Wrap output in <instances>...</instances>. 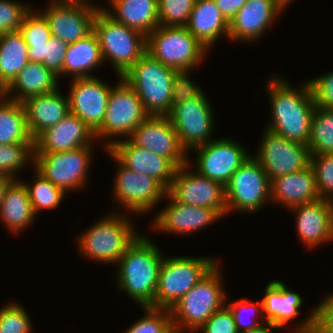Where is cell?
Returning a JSON list of instances; mask_svg holds the SVG:
<instances>
[{"label":"cell","instance_id":"9a60e30c","mask_svg":"<svg viewBox=\"0 0 333 333\" xmlns=\"http://www.w3.org/2000/svg\"><path fill=\"white\" fill-rule=\"evenodd\" d=\"M262 134L257 152L252 155L260 162L270 182L310 166L311 154L306 144L291 141L265 128Z\"/></svg>","mask_w":333,"mask_h":333},{"label":"cell","instance_id":"c3c4849f","mask_svg":"<svg viewBox=\"0 0 333 333\" xmlns=\"http://www.w3.org/2000/svg\"><path fill=\"white\" fill-rule=\"evenodd\" d=\"M191 71H177L173 79L172 106L199 96L204 90L194 83L190 76Z\"/></svg>","mask_w":333,"mask_h":333},{"label":"cell","instance_id":"cb8c5ba5","mask_svg":"<svg viewBox=\"0 0 333 333\" xmlns=\"http://www.w3.org/2000/svg\"><path fill=\"white\" fill-rule=\"evenodd\" d=\"M124 166L151 176L169 189L177 167L167 158L134 145L128 138L116 141L108 149Z\"/></svg>","mask_w":333,"mask_h":333},{"label":"cell","instance_id":"7402d4cb","mask_svg":"<svg viewBox=\"0 0 333 333\" xmlns=\"http://www.w3.org/2000/svg\"><path fill=\"white\" fill-rule=\"evenodd\" d=\"M289 211L294 213L298 238L309 250L333 242V202L319 199Z\"/></svg>","mask_w":333,"mask_h":333},{"label":"cell","instance_id":"7c38bea8","mask_svg":"<svg viewBox=\"0 0 333 333\" xmlns=\"http://www.w3.org/2000/svg\"><path fill=\"white\" fill-rule=\"evenodd\" d=\"M227 215L235 211L255 214L271 203V182L251 154L224 186Z\"/></svg>","mask_w":333,"mask_h":333},{"label":"cell","instance_id":"277c9868","mask_svg":"<svg viewBox=\"0 0 333 333\" xmlns=\"http://www.w3.org/2000/svg\"><path fill=\"white\" fill-rule=\"evenodd\" d=\"M220 261L170 309L174 328L195 333L208 318L226 304ZM223 284V285H222Z\"/></svg>","mask_w":333,"mask_h":333},{"label":"cell","instance_id":"74e56055","mask_svg":"<svg viewBox=\"0 0 333 333\" xmlns=\"http://www.w3.org/2000/svg\"><path fill=\"white\" fill-rule=\"evenodd\" d=\"M308 315L291 326V333H333V291L320 299Z\"/></svg>","mask_w":333,"mask_h":333},{"label":"cell","instance_id":"4316f807","mask_svg":"<svg viewBox=\"0 0 333 333\" xmlns=\"http://www.w3.org/2000/svg\"><path fill=\"white\" fill-rule=\"evenodd\" d=\"M320 199L314 171L308 166L302 171L284 175L271 181V203L289 210Z\"/></svg>","mask_w":333,"mask_h":333},{"label":"cell","instance_id":"9f6ffc18","mask_svg":"<svg viewBox=\"0 0 333 333\" xmlns=\"http://www.w3.org/2000/svg\"><path fill=\"white\" fill-rule=\"evenodd\" d=\"M3 96V90L0 88V98Z\"/></svg>","mask_w":333,"mask_h":333},{"label":"cell","instance_id":"ac0fdd59","mask_svg":"<svg viewBox=\"0 0 333 333\" xmlns=\"http://www.w3.org/2000/svg\"><path fill=\"white\" fill-rule=\"evenodd\" d=\"M128 139L136 146L170 160L177 168L191 158L180 145L177 132L168 116L149 115Z\"/></svg>","mask_w":333,"mask_h":333},{"label":"cell","instance_id":"3957f363","mask_svg":"<svg viewBox=\"0 0 333 333\" xmlns=\"http://www.w3.org/2000/svg\"><path fill=\"white\" fill-rule=\"evenodd\" d=\"M103 216L75 237V245L87 260L116 266L123 253L141 233L136 229L137 225L132 223V216L124 211L117 209Z\"/></svg>","mask_w":333,"mask_h":333},{"label":"cell","instance_id":"f6af8a7d","mask_svg":"<svg viewBox=\"0 0 333 333\" xmlns=\"http://www.w3.org/2000/svg\"><path fill=\"white\" fill-rule=\"evenodd\" d=\"M16 0H0V34L19 31L25 16L33 5Z\"/></svg>","mask_w":333,"mask_h":333},{"label":"cell","instance_id":"8992f818","mask_svg":"<svg viewBox=\"0 0 333 333\" xmlns=\"http://www.w3.org/2000/svg\"><path fill=\"white\" fill-rule=\"evenodd\" d=\"M176 72L146 52L121 78L134 89L149 115L167 116Z\"/></svg>","mask_w":333,"mask_h":333},{"label":"cell","instance_id":"7dc6e473","mask_svg":"<svg viewBox=\"0 0 333 333\" xmlns=\"http://www.w3.org/2000/svg\"><path fill=\"white\" fill-rule=\"evenodd\" d=\"M240 333L229 307L225 304L214 312L195 333Z\"/></svg>","mask_w":333,"mask_h":333},{"label":"cell","instance_id":"9c48e42d","mask_svg":"<svg viewBox=\"0 0 333 333\" xmlns=\"http://www.w3.org/2000/svg\"><path fill=\"white\" fill-rule=\"evenodd\" d=\"M146 52L177 71H192L210 51L185 26L159 25L147 36Z\"/></svg>","mask_w":333,"mask_h":333},{"label":"cell","instance_id":"60d3db41","mask_svg":"<svg viewBox=\"0 0 333 333\" xmlns=\"http://www.w3.org/2000/svg\"><path fill=\"white\" fill-rule=\"evenodd\" d=\"M30 317L19 301H9L0 307V333H33Z\"/></svg>","mask_w":333,"mask_h":333},{"label":"cell","instance_id":"4fadbf2b","mask_svg":"<svg viewBox=\"0 0 333 333\" xmlns=\"http://www.w3.org/2000/svg\"><path fill=\"white\" fill-rule=\"evenodd\" d=\"M211 106L212 103L203 91L197 97L173 105L167 115L187 154L214 139L216 117Z\"/></svg>","mask_w":333,"mask_h":333},{"label":"cell","instance_id":"4dcf8cb0","mask_svg":"<svg viewBox=\"0 0 333 333\" xmlns=\"http://www.w3.org/2000/svg\"><path fill=\"white\" fill-rule=\"evenodd\" d=\"M60 80L41 62H28L12 83L3 91L11 100L23 102L32 96L55 91L60 87Z\"/></svg>","mask_w":333,"mask_h":333},{"label":"cell","instance_id":"e575fe53","mask_svg":"<svg viewBox=\"0 0 333 333\" xmlns=\"http://www.w3.org/2000/svg\"><path fill=\"white\" fill-rule=\"evenodd\" d=\"M34 176L32 181L21 180L26 185L29 198L36 215L43 210H56L59 208L60 203L67 198V194L42 174H40L34 167Z\"/></svg>","mask_w":333,"mask_h":333},{"label":"cell","instance_id":"7bdbcfd3","mask_svg":"<svg viewBox=\"0 0 333 333\" xmlns=\"http://www.w3.org/2000/svg\"><path fill=\"white\" fill-rule=\"evenodd\" d=\"M196 0H158L159 25L186 26Z\"/></svg>","mask_w":333,"mask_h":333},{"label":"cell","instance_id":"5b68a950","mask_svg":"<svg viewBox=\"0 0 333 333\" xmlns=\"http://www.w3.org/2000/svg\"><path fill=\"white\" fill-rule=\"evenodd\" d=\"M103 61L123 76L147 50V36L115 21L102 8L94 20ZM110 62V63H109Z\"/></svg>","mask_w":333,"mask_h":333},{"label":"cell","instance_id":"ee69618b","mask_svg":"<svg viewBox=\"0 0 333 333\" xmlns=\"http://www.w3.org/2000/svg\"><path fill=\"white\" fill-rule=\"evenodd\" d=\"M310 166L320 199L333 202V154L311 155Z\"/></svg>","mask_w":333,"mask_h":333},{"label":"cell","instance_id":"2e32d148","mask_svg":"<svg viewBox=\"0 0 333 333\" xmlns=\"http://www.w3.org/2000/svg\"><path fill=\"white\" fill-rule=\"evenodd\" d=\"M191 152L196 156L194 160L188 159L195 167L193 169L223 186L251 155L238 141L222 136L195 147ZM192 161H195L194 165Z\"/></svg>","mask_w":333,"mask_h":333},{"label":"cell","instance_id":"f546056e","mask_svg":"<svg viewBox=\"0 0 333 333\" xmlns=\"http://www.w3.org/2000/svg\"><path fill=\"white\" fill-rule=\"evenodd\" d=\"M36 217L26 185L21 179H14L0 204L2 225L13 235H18L34 224Z\"/></svg>","mask_w":333,"mask_h":333},{"label":"cell","instance_id":"44dd1931","mask_svg":"<svg viewBox=\"0 0 333 333\" xmlns=\"http://www.w3.org/2000/svg\"><path fill=\"white\" fill-rule=\"evenodd\" d=\"M282 13L274 0H247L229 22L228 41H260Z\"/></svg>","mask_w":333,"mask_h":333},{"label":"cell","instance_id":"6da1fadb","mask_svg":"<svg viewBox=\"0 0 333 333\" xmlns=\"http://www.w3.org/2000/svg\"><path fill=\"white\" fill-rule=\"evenodd\" d=\"M273 74L265 83L271 105L270 122L265 129L286 139L306 144L310 136L315 103L308 81L294 87L285 77Z\"/></svg>","mask_w":333,"mask_h":333},{"label":"cell","instance_id":"816d5d0a","mask_svg":"<svg viewBox=\"0 0 333 333\" xmlns=\"http://www.w3.org/2000/svg\"><path fill=\"white\" fill-rule=\"evenodd\" d=\"M44 45L28 47V57L30 62H43Z\"/></svg>","mask_w":333,"mask_h":333},{"label":"cell","instance_id":"11a10c76","mask_svg":"<svg viewBox=\"0 0 333 333\" xmlns=\"http://www.w3.org/2000/svg\"><path fill=\"white\" fill-rule=\"evenodd\" d=\"M168 333H187V332H183L180 329L173 327Z\"/></svg>","mask_w":333,"mask_h":333},{"label":"cell","instance_id":"ba28073f","mask_svg":"<svg viewBox=\"0 0 333 333\" xmlns=\"http://www.w3.org/2000/svg\"><path fill=\"white\" fill-rule=\"evenodd\" d=\"M118 78L111 87L102 125L94 132L96 141H102L103 149H109L121 138H128L149 116L134 89L121 76Z\"/></svg>","mask_w":333,"mask_h":333},{"label":"cell","instance_id":"d590c367","mask_svg":"<svg viewBox=\"0 0 333 333\" xmlns=\"http://www.w3.org/2000/svg\"><path fill=\"white\" fill-rule=\"evenodd\" d=\"M307 146L311 155L333 154V109L315 106Z\"/></svg>","mask_w":333,"mask_h":333},{"label":"cell","instance_id":"ab89813d","mask_svg":"<svg viewBox=\"0 0 333 333\" xmlns=\"http://www.w3.org/2000/svg\"><path fill=\"white\" fill-rule=\"evenodd\" d=\"M227 302L226 300V305L232 312L237 330L240 333L257 329L259 326L266 323L263 316L261 300L254 303L245 297L237 301L228 302V304ZM259 318L263 319L262 323L259 322Z\"/></svg>","mask_w":333,"mask_h":333},{"label":"cell","instance_id":"f35d334b","mask_svg":"<svg viewBox=\"0 0 333 333\" xmlns=\"http://www.w3.org/2000/svg\"><path fill=\"white\" fill-rule=\"evenodd\" d=\"M140 308L143 317L135 320L123 333H168L173 328L170 310L149 306Z\"/></svg>","mask_w":333,"mask_h":333},{"label":"cell","instance_id":"b9f144b4","mask_svg":"<svg viewBox=\"0 0 333 333\" xmlns=\"http://www.w3.org/2000/svg\"><path fill=\"white\" fill-rule=\"evenodd\" d=\"M35 9L33 7L25 16L19 28V32L22 34L24 42L28 47L46 45L52 37L48 21Z\"/></svg>","mask_w":333,"mask_h":333},{"label":"cell","instance_id":"e0dca14e","mask_svg":"<svg viewBox=\"0 0 333 333\" xmlns=\"http://www.w3.org/2000/svg\"><path fill=\"white\" fill-rule=\"evenodd\" d=\"M167 193L177 202L212 208L227 216L224 186L193 170L189 162L177 169Z\"/></svg>","mask_w":333,"mask_h":333},{"label":"cell","instance_id":"681fc988","mask_svg":"<svg viewBox=\"0 0 333 333\" xmlns=\"http://www.w3.org/2000/svg\"><path fill=\"white\" fill-rule=\"evenodd\" d=\"M68 45L61 39L53 36L44 45L42 64L57 76L63 71L64 58Z\"/></svg>","mask_w":333,"mask_h":333},{"label":"cell","instance_id":"d6a6232c","mask_svg":"<svg viewBox=\"0 0 333 333\" xmlns=\"http://www.w3.org/2000/svg\"><path fill=\"white\" fill-rule=\"evenodd\" d=\"M28 46L19 31L0 34V88L4 91L28 64Z\"/></svg>","mask_w":333,"mask_h":333},{"label":"cell","instance_id":"6f0895ef","mask_svg":"<svg viewBox=\"0 0 333 333\" xmlns=\"http://www.w3.org/2000/svg\"><path fill=\"white\" fill-rule=\"evenodd\" d=\"M78 1H87V2L91 3L93 0L92 1L91 0H78Z\"/></svg>","mask_w":333,"mask_h":333},{"label":"cell","instance_id":"f1b7e54d","mask_svg":"<svg viewBox=\"0 0 333 333\" xmlns=\"http://www.w3.org/2000/svg\"><path fill=\"white\" fill-rule=\"evenodd\" d=\"M102 9L115 21L148 36L159 26L158 0H106ZM111 7V8H110Z\"/></svg>","mask_w":333,"mask_h":333},{"label":"cell","instance_id":"30bf717a","mask_svg":"<svg viewBox=\"0 0 333 333\" xmlns=\"http://www.w3.org/2000/svg\"><path fill=\"white\" fill-rule=\"evenodd\" d=\"M104 152H107L117 165L112 186V197L117 206H120L117 208L132 215L152 213L164 200L167 190L151 176L139 174L124 166L108 149H104Z\"/></svg>","mask_w":333,"mask_h":333},{"label":"cell","instance_id":"d4e9b609","mask_svg":"<svg viewBox=\"0 0 333 333\" xmlns=\"http://www.w3.org/2000/svg\"><path fill=\"white\" fill-rule=\"evenodd\" d=\"M60 90L59 87L53 92L32 96L22 102L27 126L34 140L70 113L68 95L65 96Z\"/></svg>","mask_w":333,"mask_h":333},{"label":"cell","instance_id":"f907efd6","mask_svg":"<svg viewBox=\"0 0 333 333\" xmlns=\"http://www.w3.org/2000/svg\"><path fill=\"white\" fill-rule=\"evenodd\" d=\"M225 19L230 22L247 0H214Z\"/></svg>","mask_w":333,"mask_h":333},{"label":"cell","instance_id":"f5cc1de1","mask_svg":"<svg viewBox=\"0 0 333 333\" xmlns=\"http://www.w3.org/2000/svg\"><path fill=\"white\" fill-rule=\"evenodd\" d=\"M279 329H281V328L266 322L265 324L259 326L257 329H253V330H250V331H245V332H242V333H276V330L278 332Z\"/></svg>","mask_w":333,"mask_h":333},{"label":"cell","instance_id":"8fae6325","mask_svg":"<svg viewBox=\"0 0 333 333\" xmlns=\"http://www.w3.org/2000/svg\"><path fill=\"white\" fill-rule=\"evenodd\" d=\"M93 151L94 146H82L65 152L34 153L33 167L69 195L89 183Z\"/></svg>","mask_w":333,"mask_h":333},{"label":"cell","instance_id":"52a82bcc","mask_svg":"<svg viewBox=\"0 0 333 333\" xmlns=\"http://www.w3.org/2000/svg\"><path fill=\"white\" fill-rule=\"evenodd\" d=\"M220 260L212 256H166L159 270L152 308L168 309L198 283Z\"/></svg>","mask_w":333,"mask_h":333},{"label":"cell","instance_id":"83f0119b","mask_svg":"<svg viewBox=\"0 0 333 333\" xmlns=\"http://www.w3.org/2000/svg\"><path fill=\"white\" fill-rule=\"evenodd\" d=\"M185 27L208 50L220 37L228 39L229 22L214 0H196Z\"/></svg>","mask_w":333,"mask_h":333},{"label":"cell","instance_id":"8d00e7d4","mask_svg":"<svg viewBox=\"0 0 333 333\" xmlns=\"http://www.w3.org/2000/svg\"><path fill=\"white\" fill-rule=\"evenodd\" d=\"M33 163L34 142L0 144V174L20 179L19 173L26 170L27 166L33 167Z\"/></svg>","mask_w":333,"mask_h":333},{"label":"cell","instance_id":"1f68e13d","mask_svg":"<svg viewBox=\"0 0 333 333\" xmlns=\"http://www.w3.org/2000/svg\"><path fill=\"white\" fill-rule=\"evenodd\" d=\"M104 63L98 37L93 31L85 38L68 45L65 53L63 71L58 76L73 78L94 77L91 73Z\"/></svg>","mask_w":333,"mask_h":333},{"label":"cell","instance_id":"836d02e7","mask_svg":"<svg viewBox=\"0 0 333 333\" xmlns=\"http://www.w3.org/2000/svg\"><path fill=\"white\" fill-rule=\"evenodd\" d=\"M34 142L26 120V113L21 102L0 98V144Z\"/></svg>","mask_w":333,"mask_h":333},{"label":"cell","instance_id":"db71d44e","mask_svg":"<svg viewBox=\"0 0 333 333\" xmlns=\"http://www.w3.org/2000/svg\"><path fill=\"white\" fill-rule=\"evenodd\" d=\"M14 179L12 177H10L9 175H2L0 174V204L4 198L6 189L8 188V186L11 184V182Z\"/></svg>","mask_w":333,"mask_h":333},{"label":"cell","instance_id":"7a4b0ae2","mask_svg":"<svg viewBox=\"0 0 333 333\" xmlns=\"http://www.w3.org/2000/svg\"><path fill=\"white\" fill-rule=\"evenodd\" d=\"M140 234L119 259L114 277L119 291L138 306H150L154 302L159 270L164 255L154 240Z\"/></svg>","mask_w":333,"mask_h":333},{"label":"cell","instance_id":"484cf974","mask_svg":"<svg viewBox=\"0 0 333 333\" xmlns=\"http://www.w3.org/2000/svg\"><path fill=\"white\" fill-rule=\"evenodd\" d=\"M263 294L261 301L265 322L279 328L283 327L282 329L285 330L301 314L300 309L304 303L303 297L292 291L281 280L269 281Z\"/></svg>","mask_w":333,"mask_h":333},{"label":"cell","instance_id":"ffe728a7","mask_svg":"<svg viewBox=\"0 0 333 333\" xmlns=\"http://www.w3.org/2000/svg\"><path fill=\"white\" fill-rule=\"evenodd\" d=\"M70 83V90L67 93L70 112L95 132L104 120L112 84L96 75L73 78Z\"/></svg>","mask_w":333,"mask_h":333},{"label":"cell","instance_id":"603a6c76","mask_svg":"<svg viewBox=\"0 0 333 333\" xmlns=\"http://www.w3.org/2000/svg\"><path fill=\"white\" fill-rule=\"evenodd\" d=\"M95 133L78 116L69 113L34 140V153L65 152L82 146H94Z\"/></svg>","mask_w":333,"mask_h":333},{"label":"cell","instance_id":"bcb514c9","mask_svg":"<svg viewBox=\"0 0 333 333\" xmlns=\"http://www.w3.org/2000/svg\"><path fill=\"white\" fill-rule=\"evenodd\" d=\"M314 103L318 107L333 109V70L307 79Z\"/></svg>","mask_w":333,"mask_h":333},{"label":"cell","instance_id":"d6986e66","mask_svg":"<svg viewBox=\"0 0 333 333\" xmlns=\"http://www.w3.org/2000/svg\"><path fill=\"white\" fill-rule=\"evenodd\" d=\"M164 200L169 202L156 212L150 224L158 233L188 236L224 218L215 209L177 202L168 193Z\"/></svg>","mask_w":333,"mask_h":333},{"label":"cell","instance_id":"5bb4252c","mask_svg":"<svg viewBox=\"0 0 333 333\" xmlns=\"http://www.w3.org/2000/svg\"><path fill=\"white\" fill-rule=\"evenodd\" d=\"M37 10L45 17L53 37L70 44L94 31V20L102 5L78 0H51Z\"/></svg>","mask_w":333,"mask_h":333}]
</instances>
